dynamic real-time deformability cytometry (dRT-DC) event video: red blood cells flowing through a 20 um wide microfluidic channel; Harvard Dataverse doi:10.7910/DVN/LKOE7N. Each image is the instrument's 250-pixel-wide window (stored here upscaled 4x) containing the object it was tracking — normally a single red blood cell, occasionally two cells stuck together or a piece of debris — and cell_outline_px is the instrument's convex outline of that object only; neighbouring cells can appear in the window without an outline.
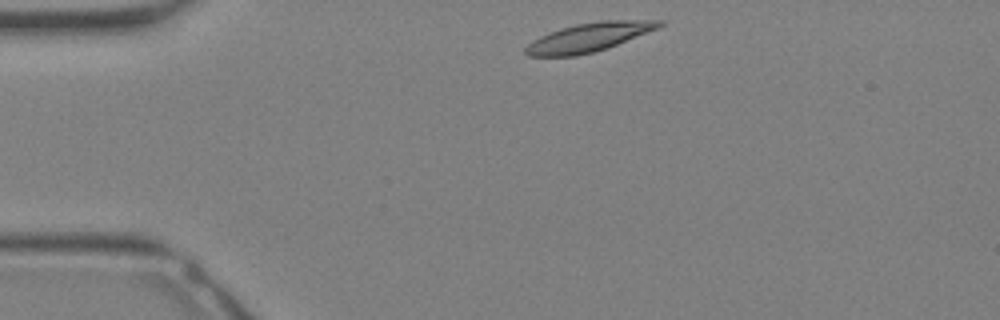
{"species": "Egyptian fruit bat (a non-hibernating species)", "species_latin": "Rousettus aegyptiacus", "temperature_condition": "warm", "stored_images_in_passage": 27, "camera_frame_rate_fps": 3000, "um_per_image_px": 0.085, "animal": {"sex": "female"}, "frame": {"image": 1, "passage_image": 1, "time_ms": 0.0, "image_size_px": [1000, 320], "cell_outline_px": [[664, 24], [656, 28], [616, 44], [592, 52], [576, 56], [528, 56], [524, 52], [524, 48], [532, 40], [540, 36], [560, 28], [576, 24], [604, 20], [664, 20]], "centroid_in_image_um": [49.98, 3.16], "position_along_channel_um": 35.0, "area_um2": 21.96}}
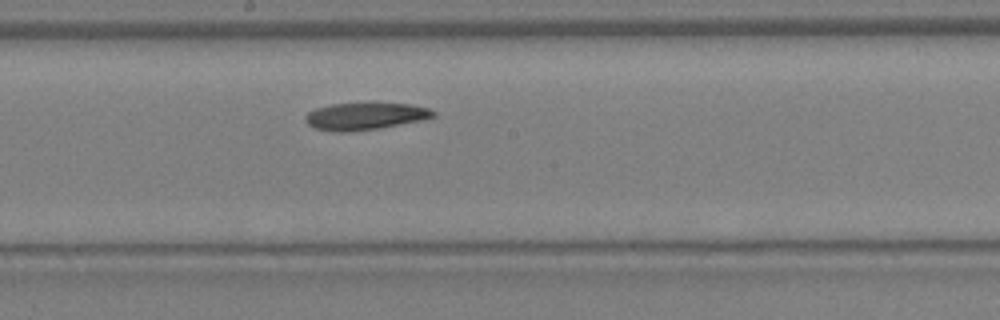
{"frame": {"image": 2, "passage_image": 12, "time_ms": 3.667, "image_size_px": [1000, 320], "cell_outline_px": [[436, 116], [424, 120], [380, 128], [348, 132], [336, 132], [316, 128], [308, 124], [304, 120], [304, 116], [308, 112], [316, 108], [332, 104], [412, 104], [428, 108], [436, 112]], "centroid_in_image_um": [31.05, 9.89], "position_along_channel_um": 217.2, "area_um2": 20.11}}
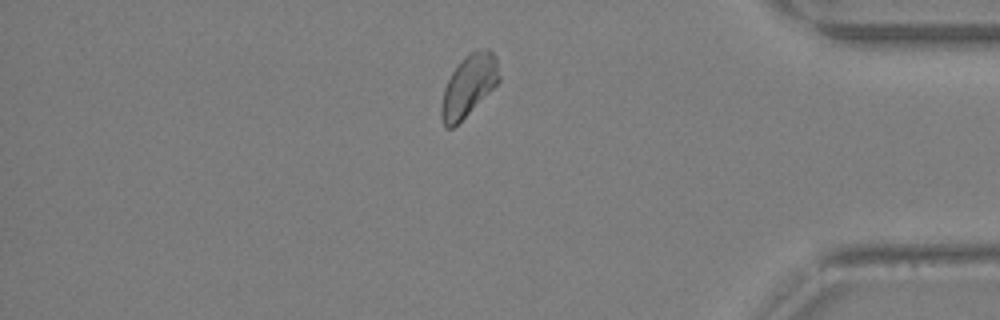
{"frame": {"image": 3, "passage_image": 22, "time_ms": 7.0, "image_size_px": [1000, 320], "cell_outline_px": [[500, 80], [452, 128], [444, 128], [440, 116], [440, 108], [444, 88], [452, 72], [476, 48], [488, 48], [492, 52], [496, 60], [500, 76]], "centroid_in_image_um": [39.81, 7.28], "position_along_channel_um": 395.4, "area_um2": 19.94}}